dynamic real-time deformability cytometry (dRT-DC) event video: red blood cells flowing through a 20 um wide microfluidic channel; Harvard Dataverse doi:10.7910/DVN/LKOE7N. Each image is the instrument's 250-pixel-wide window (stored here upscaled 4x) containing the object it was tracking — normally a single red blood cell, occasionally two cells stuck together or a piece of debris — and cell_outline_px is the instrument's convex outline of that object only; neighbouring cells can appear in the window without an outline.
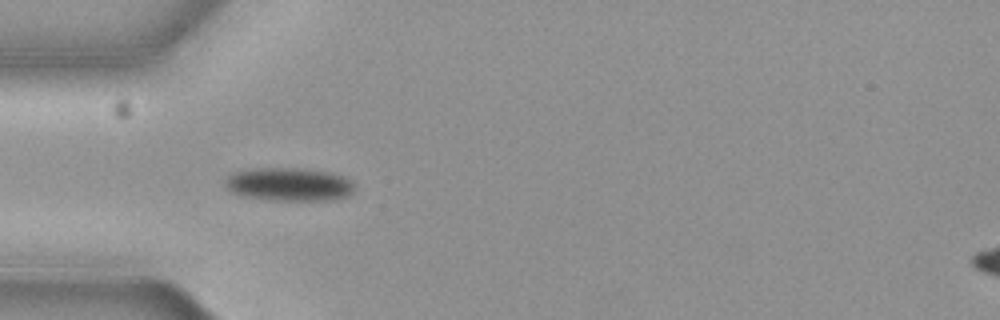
{"species": "common noctule bat (a hibernating species)", "species_latin": "Nyctalus noctula", "temperature_condition": "cold", "stored_images_in_passage": 8, "camera_frame_rate_fps": 3000, "um_per_image_px": 0.085, "animal": {"sex": "female", "body_mass_g": 19.3, "forearm_length_mm": 54.1}, "frame": {"image": 1, "passage_image": 4, "time_ms": 1.0, "image_size_px": [1000, 320], "cell_outline_px": [[356, 184], [352, 192], [348, 196], [336, 200], [268, 200], [240, 196], [232, 192], [224, 184], [224, 180], [232, 172], [252, 168], [288, 168], [328, 172], [344, 176], [352, 180]], "centroid_in_image_um": [24.56, 15.68], "position_along_channel_um": 60.4, "area_um2": 25.37}}
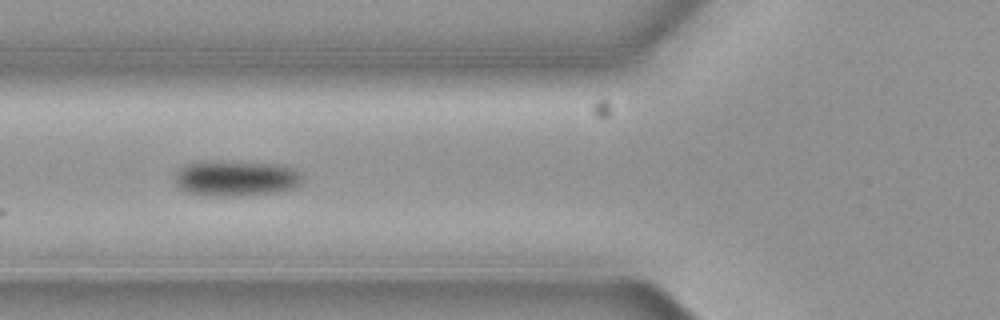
{"frame": {"image": 2, "passage_image": 5, "time_ms": 1.333, "image_size_px": [1000, 320], "cell_outline_px": [[304, 180], [296, 188], [280, 192], [240, 196], [212, 196], [184, 192], [176, 188], [176, 168], [184, 164], [196, 160], [212, 160], [280, 164], [296, 168], [304, 176]], "centroid_in_image_um": [20.05, 15.14], "position_along_channel_um": 105.8, "area_um2": 27.69}}